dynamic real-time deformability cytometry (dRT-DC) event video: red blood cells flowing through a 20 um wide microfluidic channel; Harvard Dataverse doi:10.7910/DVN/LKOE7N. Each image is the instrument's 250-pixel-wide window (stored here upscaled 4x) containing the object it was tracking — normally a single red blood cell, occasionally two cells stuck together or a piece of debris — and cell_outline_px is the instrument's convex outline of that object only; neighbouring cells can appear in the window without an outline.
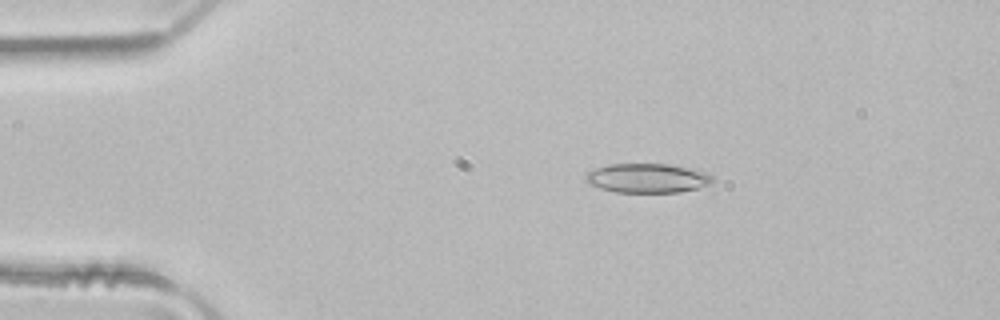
{"species": "common noctule bat (a hibernating species)", "species_latin": "Nyctalus noctula", "temperature_condition": "room temperature", "stored_images_in_passage": 4, "camera_frame_rate_fps": 3000, "um_per_image_px": 0.085, "animal": {"sex": "male", "body_mass_g": 21.5, "forearm_length_mm": 52.0}, "frame": {"image": 1, "passage_image": 3, "time_ms": 0.667, "image_size_px": [1000, 320], "cell_outline_px": [[712, 184], [680, 192], [616, 192], [600, 188], [588, 184], [584, 180], [584, 176], [588, 172], [596, 168], [608, 164], [668, 164], [688, 168], [704, 172], [712, 176]], "centroid_in_image_um": [54.98, 15.14], "position_along_channel_um": 30.0, "area_um2": 21.56}}